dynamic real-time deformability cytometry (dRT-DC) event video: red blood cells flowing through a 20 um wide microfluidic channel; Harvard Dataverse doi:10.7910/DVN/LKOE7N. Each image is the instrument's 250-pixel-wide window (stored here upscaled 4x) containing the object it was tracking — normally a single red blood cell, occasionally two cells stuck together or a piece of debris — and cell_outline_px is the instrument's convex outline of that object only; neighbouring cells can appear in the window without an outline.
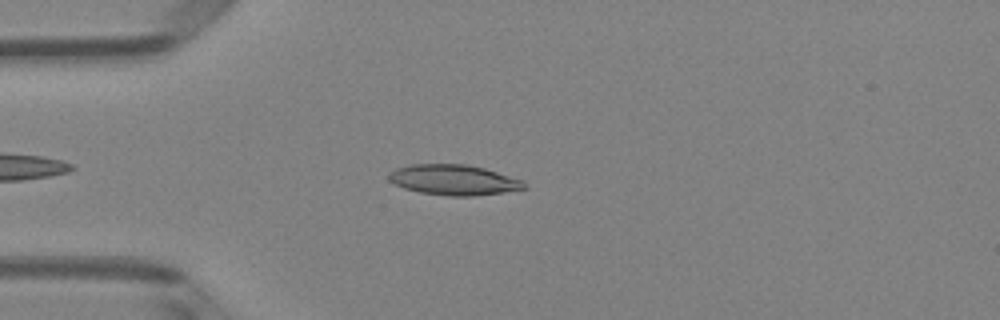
{"species": "Egyptian fruit bat (a non-hibernating species)", "species_latin": "Rousettus aegyptiacus", "temperature_condition": "room temperature", "stored_images_in_passage": 41, "camera_frame_rate_fps": 3000, "um_per_image_px": 0.085, "animal": {"sex": "female"}, "frame": {"image": 1, "passage_image": 7, "time_ms": 2.0, "image_size_px": [1000, 320], "cell_outline_px": [[528, 188], [504, 192], [472, 196], [448, 196], [420, 192], [404, 188], [388, 180], [388, 172], [396, 168], [412, 164], [468, 164], [484, 168], [524, 180]], "centroid_in_image_um": [38.58, 15.29], "position_along_channel_um": 46.4, "area_um2": 24.1}}
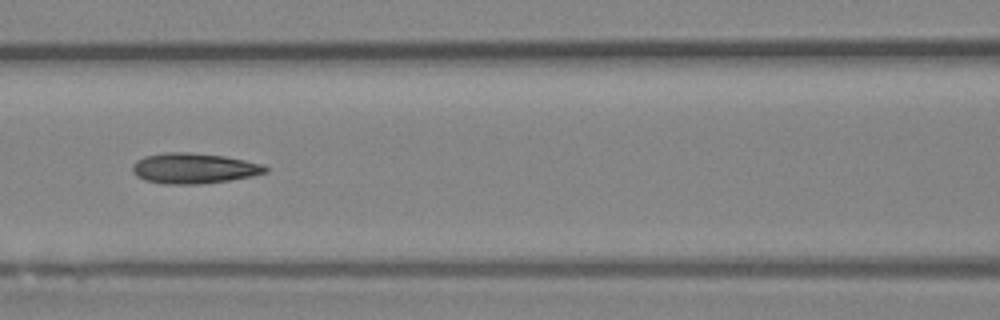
{"frame": {"image": 2, "passage_image": 16, "time_ms": 5.0, "image_size_px": [1000, 320], "cell_outline_px": [[268, 172], [252, 176], [228, 180], [200, 184], [164, 184], [144, 180], [136, 176], [132, 172], [132, 164], [136, 160], [144, 156], [168, 152], [188, 152], [224, 156], [264, 164], [268, 168]], "centroid_in_image_um": [16.46, 14.31], "position_along_channel_um": 150.1, "area_um2": 23.7}}
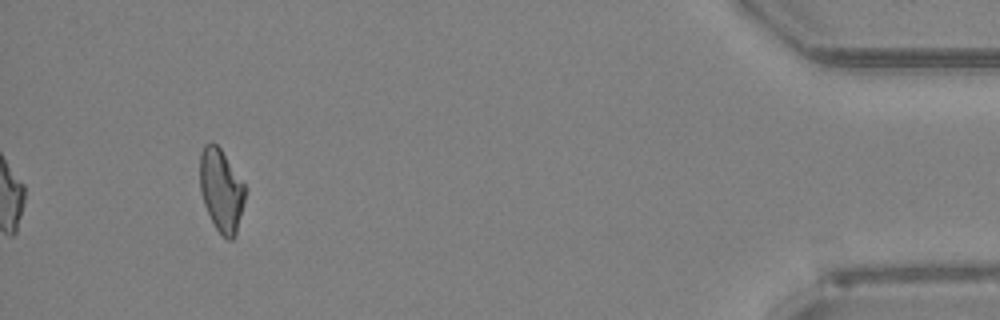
{"frame": {"image": 3, "passage_image": 41, "time_ms": 13.333, "image_size_px": [1000, 320], "cell_outline_px": [[244, 200], [236, 236], [232, 240], [228, 240], [216, 228], [204, 204], [200, 192], [200, 152], [204, 144], [212, 140], [220, 148], [244, 184]], "centroid_in_image_um": [18.78, 16.15], "position_along_channel_um": 416.4, "area_um2": 21.56}, "authors_computed_cell_mechanics": {"area_um2": 22.831, "velocity_mm_per_s": 4.0216, "shape_relaxation_time_tau1_ms": null, "shape_relaxation_time_tau2_ms": 2.7827, "deformation_change_tau1": null, "deformation_change_tau2": 0.1064}}